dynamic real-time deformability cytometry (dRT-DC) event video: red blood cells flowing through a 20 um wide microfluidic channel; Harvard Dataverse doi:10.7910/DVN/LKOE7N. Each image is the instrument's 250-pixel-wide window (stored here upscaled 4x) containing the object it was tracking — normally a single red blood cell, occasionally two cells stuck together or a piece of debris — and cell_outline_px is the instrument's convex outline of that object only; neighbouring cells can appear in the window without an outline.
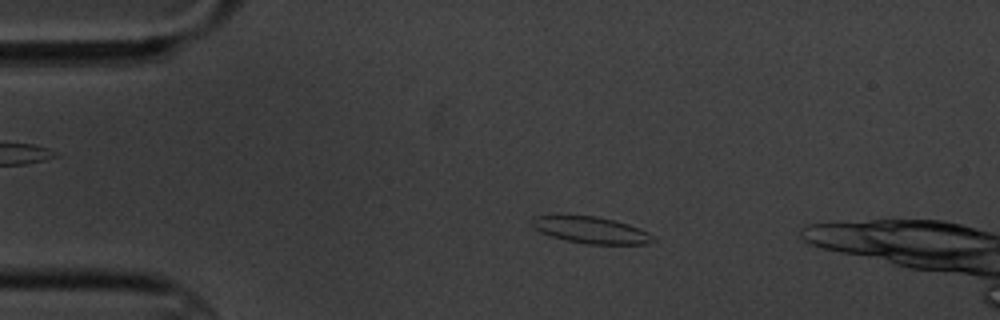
{"species": "common noctule bat (a hibernating species)", "species_latin": "Nyctalus noctula", "temperature_condition": "cold", "stored_images_in_passage": 3, "camera_frame_rate_fps": 3000, "um_per_image_px": 0.085, "animal": {"sex": "male", "body_mass_g": 20.1, "forearm_length_mm": 53.5}, "frame": {"image": 1, "passage_image": 1, "time_ms": 0.0, "image_size_px": [1000, 320], "cell_outline_px": [[656, 240], [648, 244], [588, 244], [568, 240], [552, 236], [540, 232], [532, 224], [532, 216], [556, 212], [596, 216], [628, 224], [640, 228], [648, 232]], "centroid_in_image_um": [50.16, 19.5], "position_along_channel_um": 34.8, "area_um2": 19.36}}